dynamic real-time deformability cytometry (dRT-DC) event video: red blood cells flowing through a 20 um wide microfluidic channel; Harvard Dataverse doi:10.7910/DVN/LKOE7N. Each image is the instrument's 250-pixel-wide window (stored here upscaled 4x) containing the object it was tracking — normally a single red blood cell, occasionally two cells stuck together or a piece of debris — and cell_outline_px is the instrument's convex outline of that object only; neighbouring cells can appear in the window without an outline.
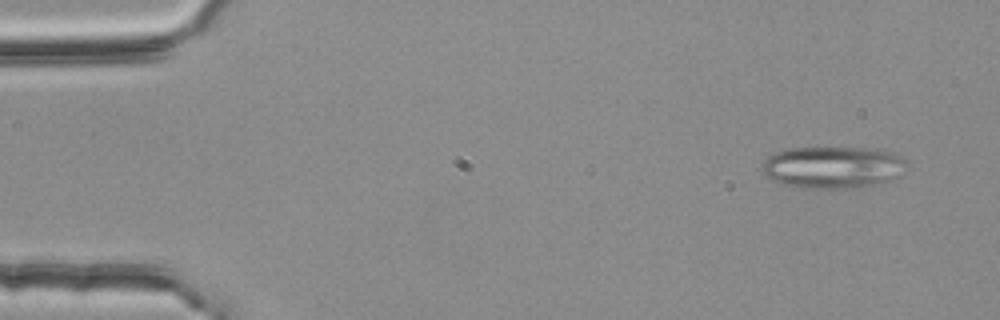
{"species": "common noctule bat (a hibernating species)", "species_latin": "Nyctalus noctula", "temperature_condition": "room temperature", "stored_images_in_passage": 53, "segment_of_instrument_passage": [1, 3], "camera_frame_rate_fps": 3000, "um_per_image_px": 0.085, "animal": {"sex": "female", "body_mass_g": 25.1}, "frame": {"image": 1, "passage_image": 2, "time_ms": 0.333, "image_size_px": [1000, 320], "cell_outline_px": [[904, 160], [900, 176], [888, 180], [872, 184], [852, 188], [804, 188], [784, 184], [772, 180], [764, 176], [764, 160], [768, 156], [776, 152], [788, 148], [868, 148], [888, 152], [900, 156]], "centroid_in_image_um": [70.73, 14.22], "position_along_channel_um": 14.3, "area_um2": 34.74}}